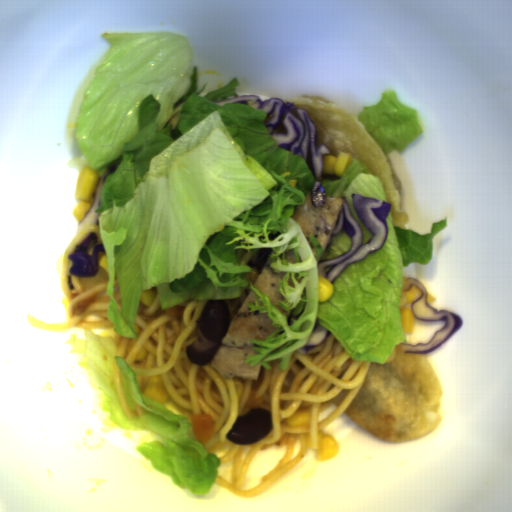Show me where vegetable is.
Instances as JSON below:
<instances>
[{
	"instance_id": "add77e79",
	"label": "vegetable",
	"mask_w": 512,
	"mask_h": 512,
	"mask_svg": "<svg viewBox=\"0 0 512 512\" xmlns=\"http://www.w3.org/2000/svg\"><path fill=\"white\" fill-rule=\"evenodd\" d=\"M109 48L91 66L68 111L64 140L98 177L115 165L96 209L108 262L107 318L121 336L138 338L136 316L144 290L157 286L161 310L187 300L234 299L251 289L249 311L267 314L272 331L244 363L280 359L310 339L316 323L336 336L353 360L384 363L407 344L400 319L403 268L432 261L433 242L447 218L418 234L395 227L376 251L348 265L318 301L320 242L291 217L312 193L315 176L304 159L278 148L265 110L243 103L234 76L204 96L187 36L171 32H104ZM199 89V90H198ZM272 248L270 267L286 272L277 304L298 319L289 325L267 293L238 263V249ZM249 286V287H248ZM248 287V288H247Z\"/></svg>"
},
{
	"instance_id": "ea0f7189",
	"label": "vegetable",
	"mask_w": 512,
	"mask_h": 512,
	"mask_svg": "<svg viewBox=\"0 0 512 512\" xmlns=\"http://www.w3.org/2000/svg\"><path fill=\"white\" fill-rule=\"evenodd\" d=\"M65 344H70L71 354L84 357L77 365L85 368L97 385L103 395V409L116 426L134 431L151 430L161 438L136 447L137 452L150 460L152 469L194 495L209 492L217 479L220 458L187 435V428L192 425L186 417L144 397L132 368L119 356L113 337L99 336L84 327V339L71 334ZM113 359L121 372L129 406L134 410L133 399L145 408V413L135 419H128L118 402L111 367Z\"/></svg>"
},
{
	"instance_id": "f7b5029e",
	"label": "vegetable",
	"mask_w": 512,
	"mask_h": 512,
	"mask_svg": "<svg viewBox=\"0 0 512 512\" xmlns=\"http://www.w3.org/2000/svg\"><path fill=\"white\" fill-rule=\"evenodd\" d=\"M356 118L385 156L393 149L401 154L425 133L419 123L418 110L402 105L396 90L382 92L379 102L363 107Z\"/></svg>"
},
{
	"instance_id": "96ceb2fe",
	"label": "vegetable",
	"mask_w": 512,
	"mask_h": 512,
	"mask_svg": "<svg viewBox=\"0 0 512 512\" xmlns=\"http://www.w3.org/2000/svg\"><path fill=\"white\" fill-rule=\"evenodd\" d=\"M322 188L325 197H345L349 206L351 217L356 221L362 231V246L372 239L373 233L367 229L359 219L353 205L352 194L358 193L366 198H374L388 203L386 192L378 177L371 174L369 168L354 158L342 177L335 173H323Z\"/></svg>"
},
{
	"instance_id": "f1789d4c",
	"label": "vegetable",
	"mask_w": 512,
	"mask_h": 512,
	"mask_svg": "<svg viewBox=\"0 0 512 512\" xmlns=\"http://www.w3.org/2000/svg\"><path fill=\"white\" fill-rule=\"evenodd\" d=\"M352 247V237L348 234L347 230L343 228L340 232L332 236L331 244L326 246L319 262L334 259L343 255L352 250Z\"/></svg>"
}]
</instances>
